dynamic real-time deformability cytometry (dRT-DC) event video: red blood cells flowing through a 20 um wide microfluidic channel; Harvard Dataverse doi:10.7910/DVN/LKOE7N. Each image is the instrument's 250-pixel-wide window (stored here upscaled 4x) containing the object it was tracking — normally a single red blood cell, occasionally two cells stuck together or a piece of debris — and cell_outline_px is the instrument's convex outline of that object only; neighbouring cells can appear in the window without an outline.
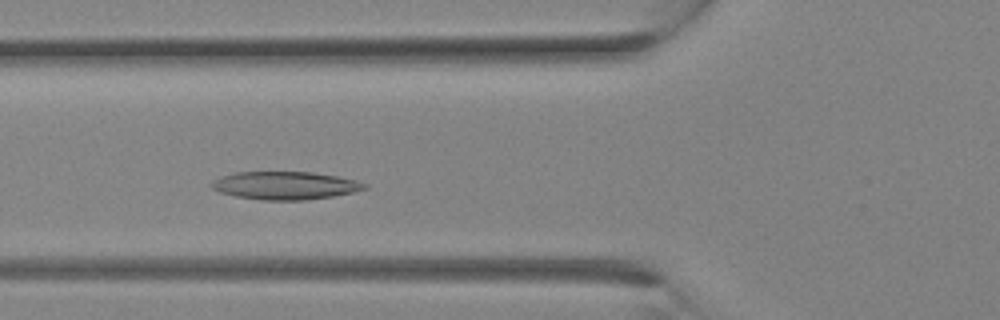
{"species": "Egyptian fruit bat (a non-hibernating species)", "species_latin": "Rousettus aegyptiacus", "temperature_condition": "room temperature", "stored_images_in_passage": 26, "camera_frame_rate_fps": 3000, "um_per_image_px": 0.085, "animal": {"sex": "female"}, "frame": {"image": 1, "passage_image": 7, "time_ms": 2.0, "image_size_px": [1000, 320], "cell_outline_px": [[368, 188], [352, 192], [332, 196], [304, 200], [260, 200], [236, 196], [220, 192], [212, 188], [212, 180], [220, 176], [236, 172], [312, 172], [336, 176], [356, 180], [368, 184]], "centroid_in_image_um": [24.23, 15.76], "position_along_channel_um": 101.6, "area_um2": 24.85}}
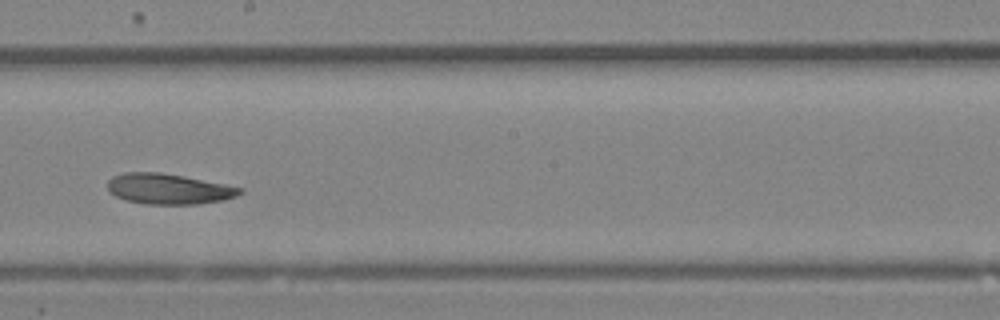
{"frame": {"image": 2, "passage_image": 13, "time_ms": 4.0, "image_size_px": [1000, 320], "cell_outline_px": [[244, 192], [236, 196], [224, 200], [196, 204], [144, 204], [124, 200], [108, 192], [108, 180], [112, 176], [124, 172], [160, 172], [184, 176], [244, 188]], "centroid_in_image_um": [14.31, 16.06], "position_along_channel_um": 233.9, "area_um2": 23.7}}
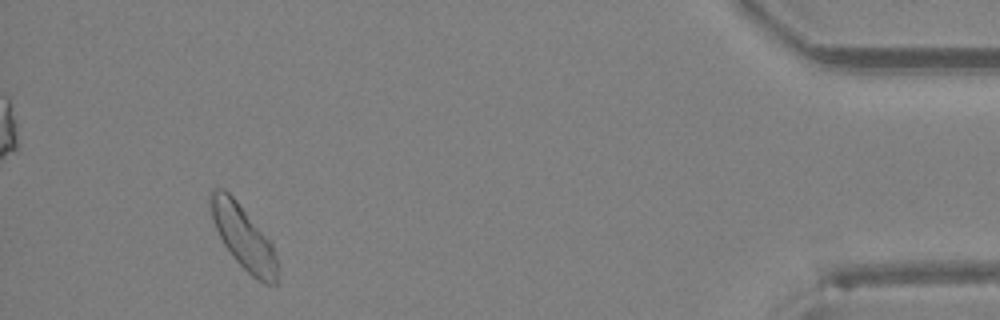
{"frame": {"image": 3, "passage_image": 24, "time_ms": 7.667, "image_size_px": [1000, 320], "cell_outline_px": [[280, 276], [276, 284], [264, 284], [252, 276], [232, 256], [224, 244], [212, 220], [208, 204], [208, 192], [212, 188], [224, 188], [236, 200], [272, 244], [276, 256]], "centroid_in_image_um": [20.67, 20.15], "position_along_channel_um": 414.5, "area_um2": 24.85}}